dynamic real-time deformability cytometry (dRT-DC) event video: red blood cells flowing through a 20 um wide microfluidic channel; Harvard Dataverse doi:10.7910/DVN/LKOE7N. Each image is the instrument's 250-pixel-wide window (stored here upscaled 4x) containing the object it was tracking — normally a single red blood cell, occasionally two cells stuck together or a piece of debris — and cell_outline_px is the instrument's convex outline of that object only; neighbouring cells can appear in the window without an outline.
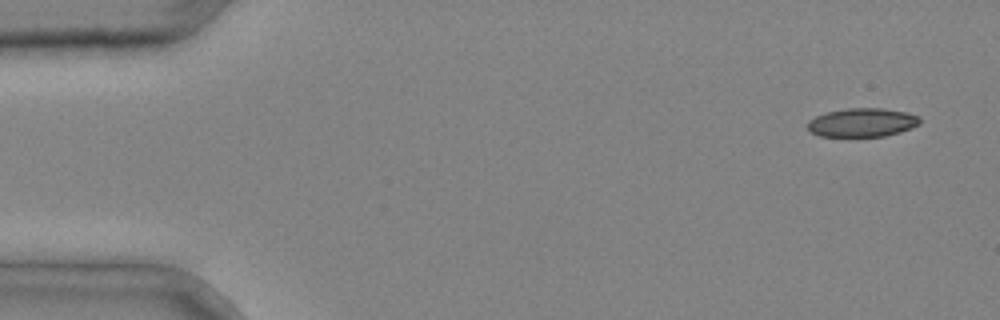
{"species": "common noctule bat (a hibernating species)", "species_latin": "Nyctalus noctula", "temperature_condition": "cold", "stored_images_in_passage": 3, "camera_frame_rate_fps": 3000, "um_per_image_px": 0.085, "animal": {"sex": "male", "body_mass_g": 20.4}, "frame": {"image": 1, "passage_image": 1, "time_ms": 0.0, "image_size_px": [1000, 320], "cell_outline_px": [[920, 124], [912, 128], [900, 132], [884, 136], [856, 140], [820, 136], [812, 132], [808, 128], [808, 120], [816, 116], [828, 112], [848, 108], [884, 108], [908, 112], [920, 116]], "centroid_in_image_um": [73.3, 10.46], "position_along_channel_um": 11.7, "area_um2": 19.71}}
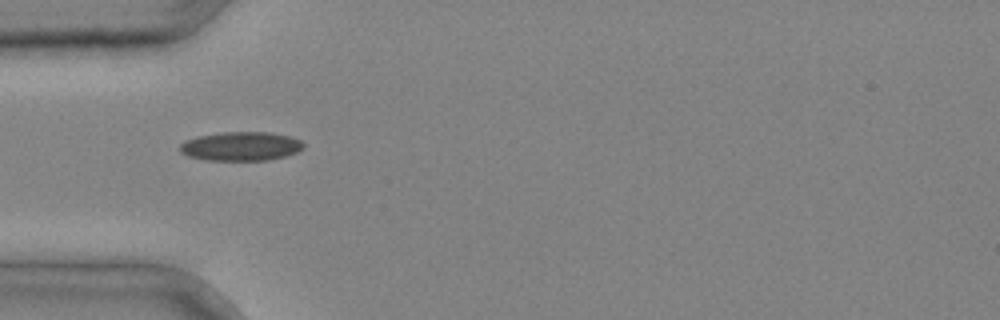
{"frame": {"image": 2, "passage_image": 3, "time_ms": 0.667, "image_size_px": [1000, 320], "cell_outline_px": [[304, 148], [296, 152], [284, 156], [268, 160], [204, 160], [188, 156], [180, 152], [180, 144], [184, 140], [196, 136], [224, 132], [268, 132], [288, 136], [300, 140], [304, 144]], "centroid_in_image_um": [20.44, 12.43], "position_along_channel_um": 64.6, "area_um2": 20.87}}